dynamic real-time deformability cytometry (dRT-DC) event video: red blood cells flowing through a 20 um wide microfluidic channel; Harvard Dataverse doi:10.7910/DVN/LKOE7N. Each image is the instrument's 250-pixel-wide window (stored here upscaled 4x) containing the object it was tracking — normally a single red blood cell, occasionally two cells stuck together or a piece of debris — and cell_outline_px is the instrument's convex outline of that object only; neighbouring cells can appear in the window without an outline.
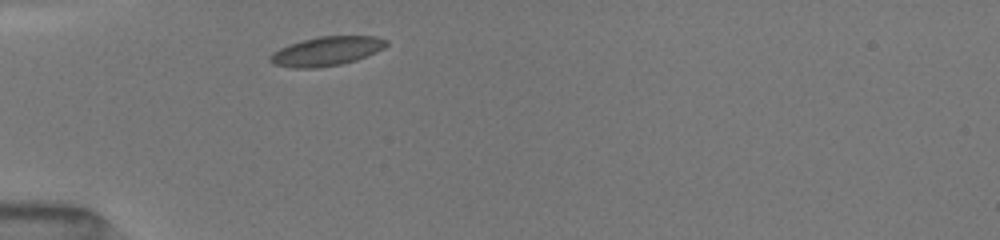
{"species": "common noctule bat (a hibernating species)", "species_latin": "Nyctalus noctula", "temperature_condition": "room temperature", "stored_images_in_passage": 1, "camera_frame_rate_fps": 3000, "um_per_image_px": 0.085, "animal": {"sex": "female", "body_mass_g": 19.5, "forearm_length_mm": 54.1}, "frame": {"image": 1, "passage_image": 1, "time_ms": 0.0, "image_size_px": [1000, 240], "cell_outline_px": [[388, 44], [384, 48], [376, 52], [356, 60], [340, 64], [320, 68], [292, 68], [272, 64], [268, 60], [268, 56], [272, 52], [280, 48], [304, 40], [320, 36], [376, 36], [388, 40]], "centroid_in_image_um": [27.75, 4.36], "position_along_channel_um": 57.3, "area_um2": 19.77}}